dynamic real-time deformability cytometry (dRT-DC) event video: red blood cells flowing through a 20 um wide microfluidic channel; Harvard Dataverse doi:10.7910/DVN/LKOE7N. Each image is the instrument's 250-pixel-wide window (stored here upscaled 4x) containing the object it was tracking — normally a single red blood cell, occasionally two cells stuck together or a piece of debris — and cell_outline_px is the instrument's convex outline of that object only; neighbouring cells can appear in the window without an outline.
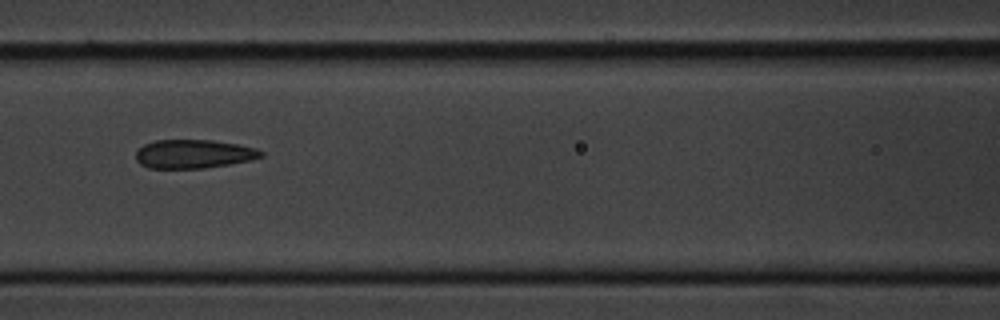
{"species": "common noctule bat (a hibernating species)", "species_latin": "Nyctalus noctula", "temperature_condition": "cold", "stored_images_in_passage": 8, "camera_frame_rate_fps": 3000, "um_per_image_px": 0.085, "animal": {"sex": "male", "body_mass_g": 20.1, "forearm_length_mm": 53.5}, "frame": {"image": 1, "passage_image": 5, "time_ms": 5.667, "image_size_px": [1000, 320], "cell_outline_px": [[264, 156], [252, 160], [232, 164], [204, 168], [148, 168], [140, 164], [136, 160], [136, 152], [144, 144], [156, 140], [212, 140], [240, 144], [256, 148], [264, 152]], "centroid_in_image_um": [16.5, 13.09], "position_along_channel_um": 150.1, "area_um2": 21.15}}
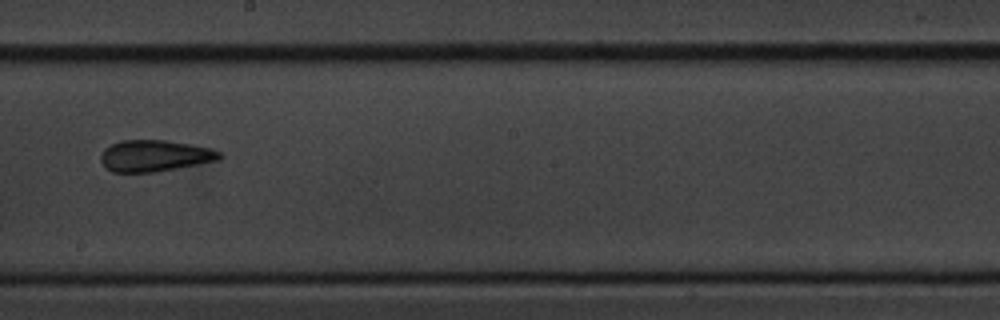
{"frame": {"image": 2, "passage_image": 7, "time_ms": 8.0, "image_size_px": [1000, 320], "cell_outline_px": [[224, 156], [220, 160], [176, 168], [152, 172], [112, 172], [100, 160], [100, 156], [104, 148], [120, 140], [164, 140], [212, 148], [220, 152]], "centroid_in_image_um": [13.16, 13.23], "position_along_channel_um": 235.0, "area_um2": 21.68}}
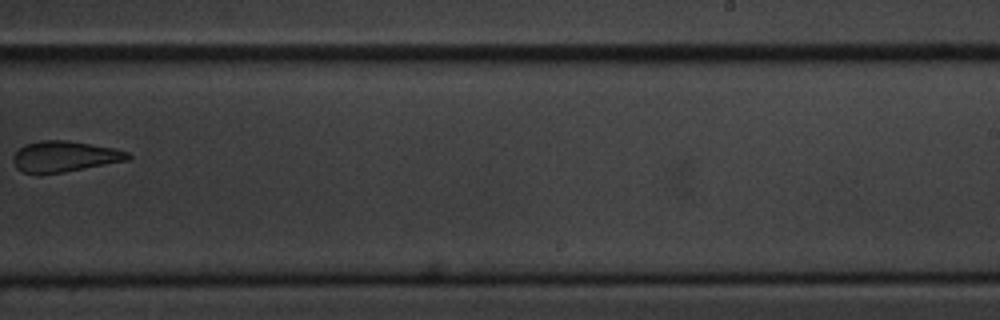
{"frame": {"image": 3, "passage_image": 8, "time_ms": 9.333, "image_size_px": [1000, 320], "cell_outline_px": [[132, 156], [128, 160], [64, 172], [24, 172], [16, 168], [12, 160], [12, 156], [24, 144], [40, 140], [68, 140], [112, 148], [128, 152]], "centroid_in_image_um": [5.47, 13.28], "position_along_channel_um": 283.5, "area_um2": 20.29}}